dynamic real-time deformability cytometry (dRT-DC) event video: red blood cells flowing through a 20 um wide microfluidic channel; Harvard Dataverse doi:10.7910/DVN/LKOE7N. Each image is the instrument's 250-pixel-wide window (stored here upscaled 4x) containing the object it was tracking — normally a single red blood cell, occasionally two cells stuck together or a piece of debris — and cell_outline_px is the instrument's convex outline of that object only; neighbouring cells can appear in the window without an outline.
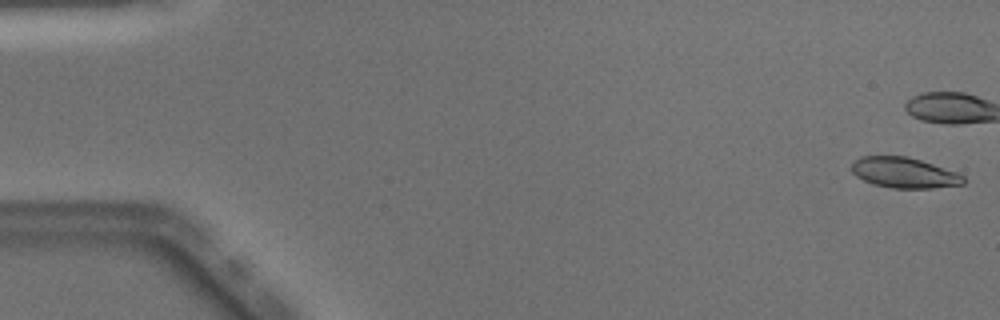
{"species": "Egyptian fruit bat (a non-hibernating species)", "species_latin": "Rousettus aegyptiacus", "temperature_condition": "warm", "stored_images_in_passage": 50, "camera_frame_rate_fps": 3000, "um_per_image_px": 0.085, "animal": {"sex": "male"}, "frame": {"image": 1, "passage_image": 1, "time_ms": 0.0, "image_size_px": [1000, 320], "cell_outline_px": [[964, 184], [932, 188], [892, 188], [876, 184], [864, 180], [856, 176], [852, 172], [852, 164], [860, 156], [908, 156], [956, 172], [964, 176]], "centroid_in_image_um": [76.85, 14.68], "position_along_channel_um": 8.1, "area_um2": 19.65}}
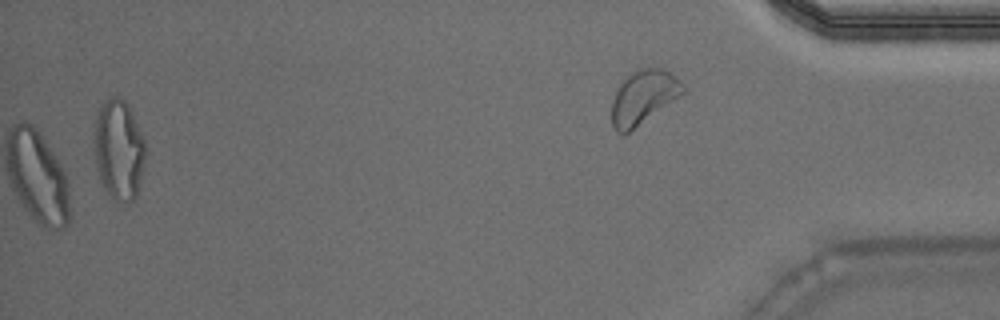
{"frame": {"image": 2, "passage_image": 50, "time_ms": 16.333, "image_size_px": [1000, 320], "cell_outline_px": [[148, 148], [140, 184], [136, 196], [132, 200], [116, 200], [104, 188], [100, 180], [92, 148], [92, 132], [96, 116], [100, 104], [104, 100], [112, 96], [116, 96], [124, 100], [128, 104], [132, 112]], "centroid_in_image_um": [10.08, 12.66], "position_along_channel_um": 425.1, "area_um2": 30.63}, "authors_computed_cell_mechanics": {"area_um2": 21.0681, "velocity_mm_per_s": 4.0728, "shape_relaxation_time_tau1_ms": 4.1964, "shape_relaxation_time_tau2_ms": 1.1752, "deformation_change_tau1": 0.1842, "deformation_change_tau2": 0.0808}}